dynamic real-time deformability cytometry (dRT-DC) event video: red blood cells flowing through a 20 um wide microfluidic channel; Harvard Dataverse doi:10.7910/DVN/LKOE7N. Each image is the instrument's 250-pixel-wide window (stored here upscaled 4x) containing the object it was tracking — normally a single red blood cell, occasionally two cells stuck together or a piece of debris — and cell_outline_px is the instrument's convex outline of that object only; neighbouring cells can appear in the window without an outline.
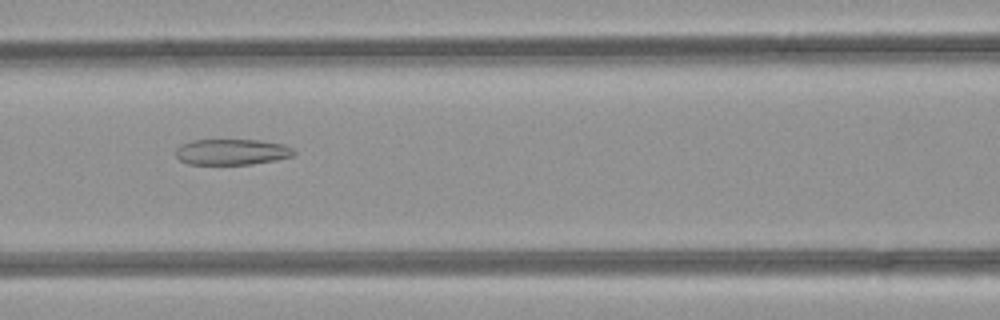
{"species": "common noctule bat (a hibernating species)", "species_latin": "Nyctalus noctula", "temperature_condition": "room temperature", "stored_images_in_passage": 46, "camera_frame_rate_fps": 3000, "um_per_image_px": 0.085, "animal": {"sex": "female", "body_mass_g": 21.9}, "frame": {"image": 1, "passage_image": 18, "time_ms": 5.667, "image_size_px": [1000, 320], "cell_outline_px": [[296, 152], [292, 156], [276, 160], [252, 164], [188, 164], [180, 160], [176, 156], [176, 148], [180, 144], [192, 140], [260, 140], [284, 144], [292, 148]], "centroid_in_image_um": [19.7, 12.91], "position_along_channel_um": 146.9, "area_um2": 17.86}}
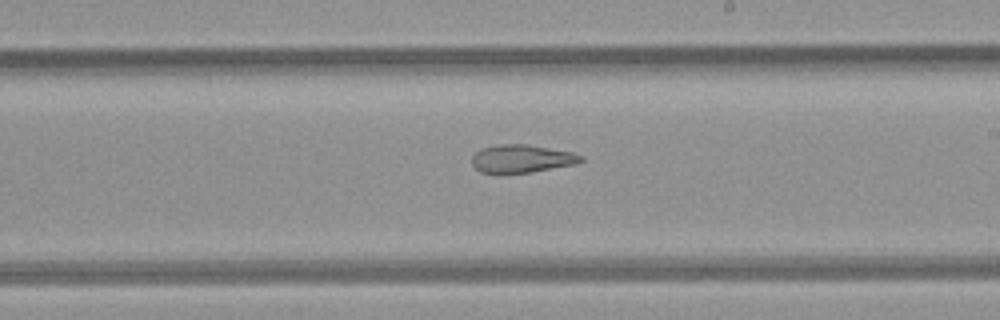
{"frame": {"image": 2, "passage_image": 25, "time_ms": 8.0, "image_size_px": [1000, 320], "cell_outline_px": [[584, 160], [576, 164], [532, 172], [480, 172], [472, 164], [472, 156], [476, 152], [484, 148], [500, 144], [528, 144], [572, 152], [584, 156]], "centroid_in_image_um": [44.4, 13.47], "position_along_channel_um": 244.6, "area_um2": 17.57}}
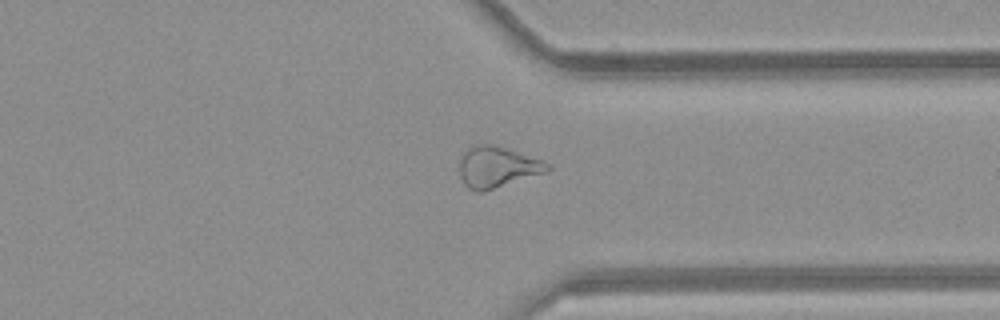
{"frame": {"image": 3, "passage_image": 34, "time_ms": 11.0, "image_size_px": [1000, 320], "cell_outline_px": [[552, 168], [548, 172], [484, 192], [476, 192], [468, 188], [464, 184], [460, 176], [460, 156], [472, 144], [492, 144], [508, 148], [544, 160]], "centroid_in_image_um": [42.28, 14.2], "position_along_channel_um": 369.1, "area_um2": 21.5}, "authors_computed_cell_mechanics": {"area_um2": 23.1778, "velocity_mm_per_s": 4.1986, "shape_relaxation_time_tau1_ms": null, "shape_relaxation_time_tau2_ms": 3.4797, "deformation_change_tau1": null, "deformation_change_tau2": 0.127}}